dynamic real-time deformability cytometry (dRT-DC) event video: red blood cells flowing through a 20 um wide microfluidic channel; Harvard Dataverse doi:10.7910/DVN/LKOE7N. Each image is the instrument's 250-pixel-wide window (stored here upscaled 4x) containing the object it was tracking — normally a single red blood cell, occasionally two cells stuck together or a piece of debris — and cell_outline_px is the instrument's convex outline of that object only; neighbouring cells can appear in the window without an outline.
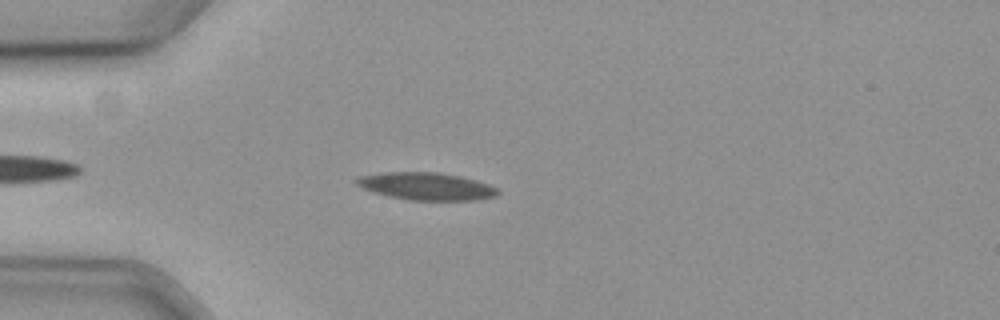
{"species": "common noctule bat (a hibernating species)", "species_latin": "Nyctalus noctula", "temperature_condition": "cold", "stored_images_in_passage": 45, "camera_frame_rate_fps": 3000, "um_per_image_px": 0.085, "animal": {"sex": "female", "body_mass_g": 19.3, "forearm_length_mm": 54.1}, "frame": {"image": 1, "passage_image": 7, "time_ms": 2.0, "image_size_px": [1000, 320], "cell_outline_px": [[500, 192], [496, 196], [472, 200], [412, 200], [388, 196], [372, 192], [356, 184], [352, 180], [360, 176], [380, 172], [440, 172], [460, 176], [476, 180], [488, 184], [496, 188]], "centroid_in_image_um": [36.2, 15.82], "position_along_channel_um": 48.8, "area_um2": 22.66}}
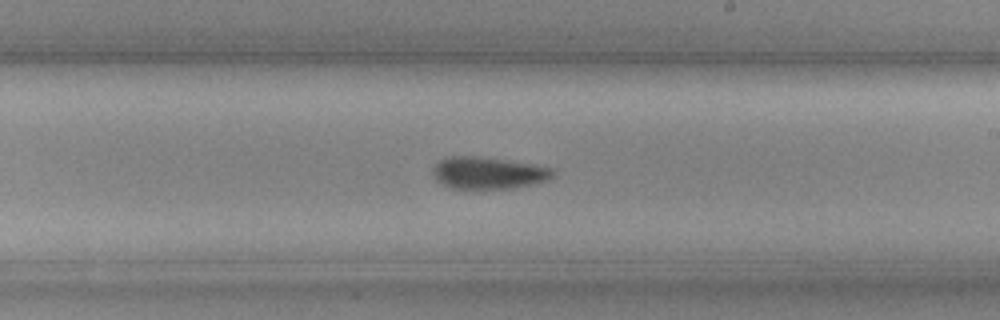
{"frame": {"image": 2, "passage_image": 25, "time_ms": 8.0, "image_size_px": [1000, 320], "cell_outline_px": [[556, 176], [532, 184], [512, 188], [452, 188], [436, 180], [432, 172], [432, 168], [440, 160], [448, 156], [476, 156], [504, 160], [552, 168]], "centroid_in_image_um": [41.46, 14.69], "position_along_channel_um": 247.5, "area_um2": 21.96}}
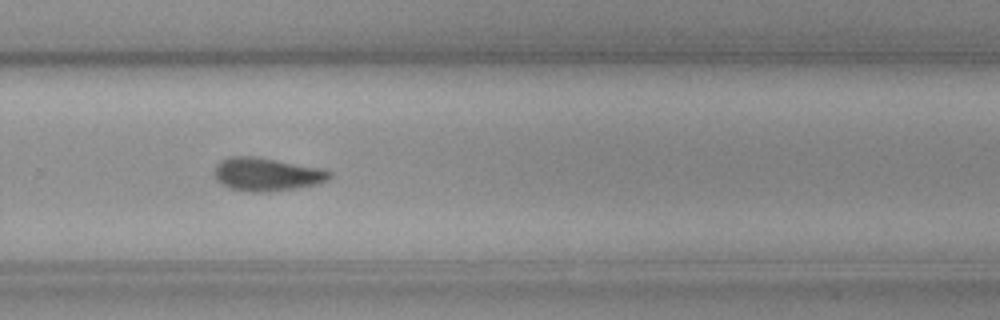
{"frame": {"image": 3, "passage_image": 30, "time_ms": 9.667, "image_size_px": [1000, 320], "cell_outline_px": [[332, 176], [328, 180], [320, 184], [296, 188], [268, 192], [248, 192], [232, 188], [220, 184], [216, 180], [216, 164], [220, 160], [228, 156], [256, 156], [320, 168], [332, 172]], "centroid_in_image_um": [22.68, 14.82], "position_along_channel_um": 307.1, "area_um2": 22.43}}